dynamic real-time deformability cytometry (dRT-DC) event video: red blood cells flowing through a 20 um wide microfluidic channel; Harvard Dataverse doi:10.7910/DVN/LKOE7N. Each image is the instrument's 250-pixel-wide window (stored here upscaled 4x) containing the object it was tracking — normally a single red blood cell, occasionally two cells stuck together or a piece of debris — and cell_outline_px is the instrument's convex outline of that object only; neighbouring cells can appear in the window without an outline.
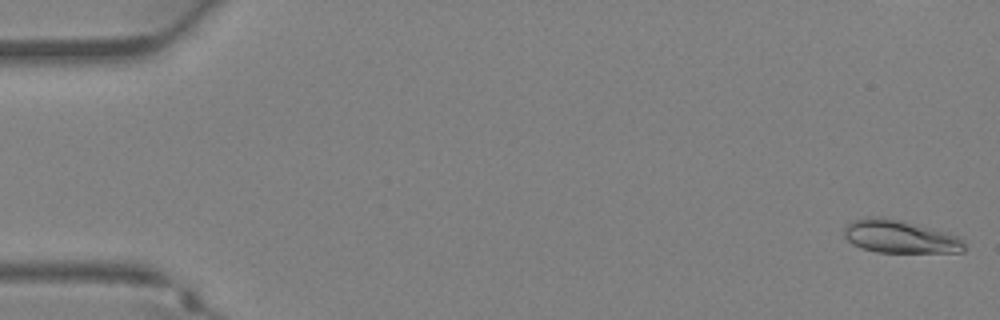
{"species": "Egyptian fruit bat (a non-hibernating species)", "species_latin": "Rousettus aegyptiacus", "temperature_condition": "warm", "stored_images_in_passage": 38, "camera_frame_rate_fps": 3000, "um_per_image_px": 0.085, "animal": {"sex": "female"}, "frame": {"image": 1, "passage_image": 1, "time_ms": 0.0, "image_size_px": [1000, 320], "cell_outline_px": [[964, 252], [876, 252], [860, 248], [852, 244], [844, 236], [844, 228], [852, 220], [868, 216], [876, 216], [896, 220], [948, 232], [960, 236], [964, 240]], "centroid_in_image_um": [76.48, 20.12], "position_along_channel_um": 8.5, "area_um2": 23.0}}
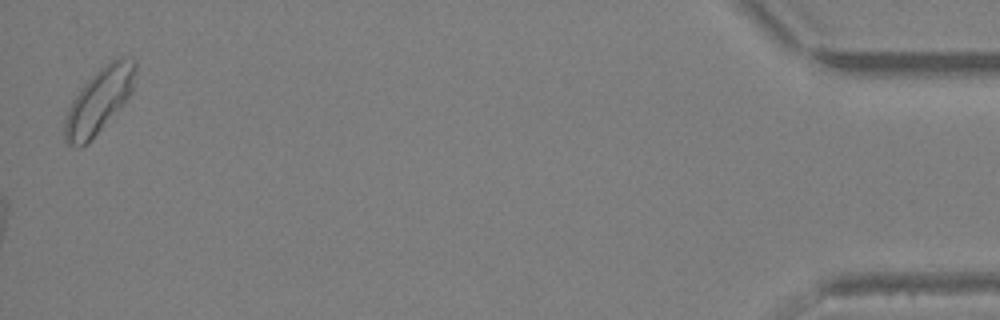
{"frame": {"image": 2, "passage_image": 38, "time_ms": 12.333, "image_size_px": [1000, 320], "cell_outline_px": [[136, 72], [132, 92], [128, 100], [88, 144], [80, 148], [76, 148], [68, 144], [64, 140], [64, 120], [68, 108], [72, 100], [80, 88], [104, 64], [116, 56], [120, 56], [136, 60]], "centroid_in_image_um": [8.43, 8.57], "position_along_channel_um": 426.8, "area_um2": 27.22}}